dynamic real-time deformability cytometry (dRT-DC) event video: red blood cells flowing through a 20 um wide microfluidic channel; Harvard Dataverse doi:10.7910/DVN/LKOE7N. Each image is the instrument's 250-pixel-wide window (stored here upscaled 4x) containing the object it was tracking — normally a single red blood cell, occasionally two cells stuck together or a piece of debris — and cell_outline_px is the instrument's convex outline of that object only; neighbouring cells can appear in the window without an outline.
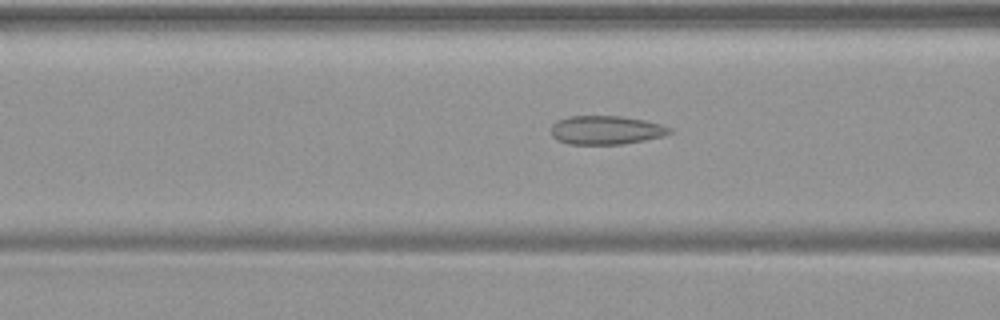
{"species": "common noctule bat (a hibernating species)", "species_latin": "Nyctalus noctula", "temperature_condition": "warm", "stored_images_in_passage": 51, "camera_frame_rate_fps": 3000, "um_per_image_px": 0.085, "animal": {"sex": "female", "body_mass_g": 19.9}, "frame": {"image": 1, "passage_image": 20, "time_ms": 6.333, "image_size_px": [1000, 320], "cell_outline_px": [[672, 132], [664, 136], [624, 144], [568, 144], [556, 140], [552, 136], [552, 124], [556, 120], [568, 116], [624, 116], [644, 120], [660, 124], [672, 128]], "centroid_in_image_um": [51.5, 11.05], "position_along_channel_um": 115.1, "area_um2": 20.0}}
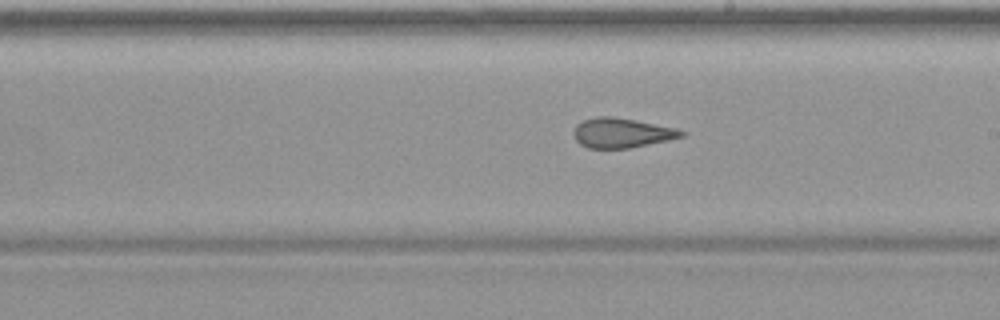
{"frame": {"image": 2, "passage_image": 29, "time_ms": 9.333, "image_size_px": [1000, 320], "cell_outline_px": [[688, 132], [684, 136], [668, 140], [628, 148], [588, 148], [580, 144], [576, 140], [572, 132], [576, 124], [584, 120], [596, 116], [612, 116], [676, 128]], "centroid_in_image_um": [52.83, 11.29], "position_along_channel_um": 236.2, "area_um2": 18.61}}
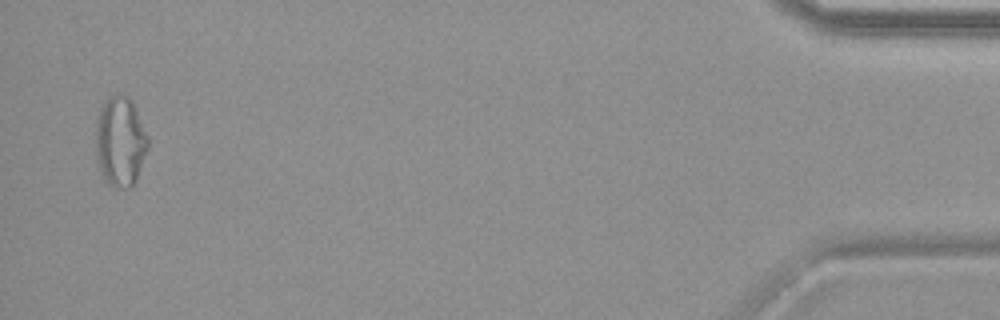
{"frame": {"image": 3, "passage_image": 49, "time_ms": 16.0, "image_size_px": [1000, 320], "cell_outline_px": [[148, 148], [136, 180], [132, 188], [112, 188], [108, 184], [100, 172], [96, 156], [96, 116], [100, 108], [108, 96], [128, 96], [148, 136]], "centroid_in_image_um": [10.2, 12.09], "position_along_channel_um": 425.0, "area_um2": 27.34}}